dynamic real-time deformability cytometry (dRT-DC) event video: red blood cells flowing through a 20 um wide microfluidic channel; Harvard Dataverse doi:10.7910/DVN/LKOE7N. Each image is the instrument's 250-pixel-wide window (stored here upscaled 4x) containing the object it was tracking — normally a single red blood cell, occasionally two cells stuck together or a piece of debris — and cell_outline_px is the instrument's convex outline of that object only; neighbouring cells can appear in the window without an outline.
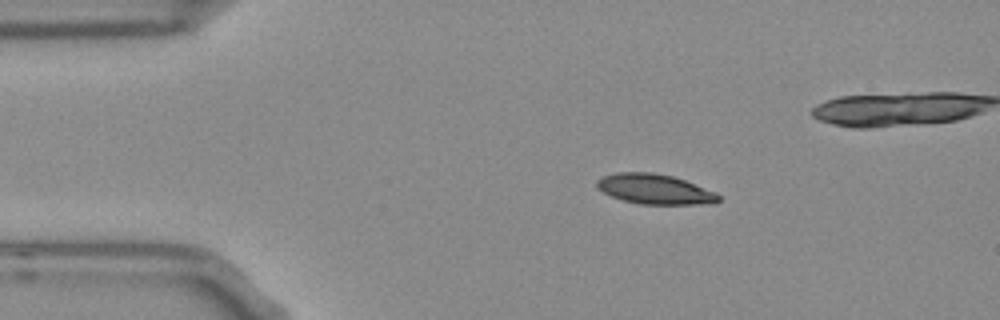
{"species": "Egyptian fruit bat (a non-hibernating species)", "species_latin": "Rousettus aegyptiacus", "temperature_condition": "room temperature", "stored_images_in_passage": 29, "camera_frame_rate_fps": 3000, "um_per_image_px": 0.085, "frame": {"image": 1, "passage_image": 9, "time_ms": 2.667, "image_size_px": [1000, 320], "cell_outline_px": [[720, 200], [716, 204], [640, 204], [624, 200], [612, 196], [596, 188], [596, 180], [604, 176], [616, 172], [652, 172], [672, 176], [684, 180], [716, 192], [720, 196]], "centroid_in_image_um": [55.67, 16.08], "position_along_channel_um": 29.3, "area_um2": 21.27}}
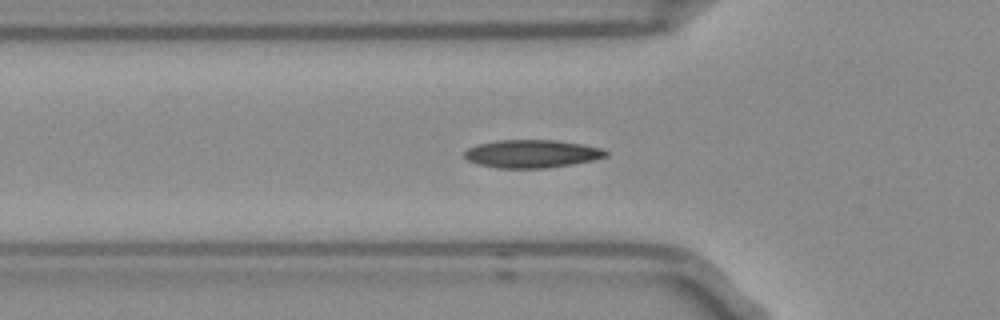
{"frame": {"image": 2, "passage_image": 17, "time_ms": 5.333, "image_size_px": [1000, 320], "cell_outline_px": [[608, 156], [592, 160], [572, 164], [544, 168], [496, 168], [480, 164], [468, 160], [464, 156], [464, 152], [468, 148], [476, 144], [500, 140], [556, 140], [580, 144], [600, 148], [608, 152]], "centroid_in_image_um": [45.19, 13.07], "position_along_channel_um": 80.6, "area_um2": 22.89}}